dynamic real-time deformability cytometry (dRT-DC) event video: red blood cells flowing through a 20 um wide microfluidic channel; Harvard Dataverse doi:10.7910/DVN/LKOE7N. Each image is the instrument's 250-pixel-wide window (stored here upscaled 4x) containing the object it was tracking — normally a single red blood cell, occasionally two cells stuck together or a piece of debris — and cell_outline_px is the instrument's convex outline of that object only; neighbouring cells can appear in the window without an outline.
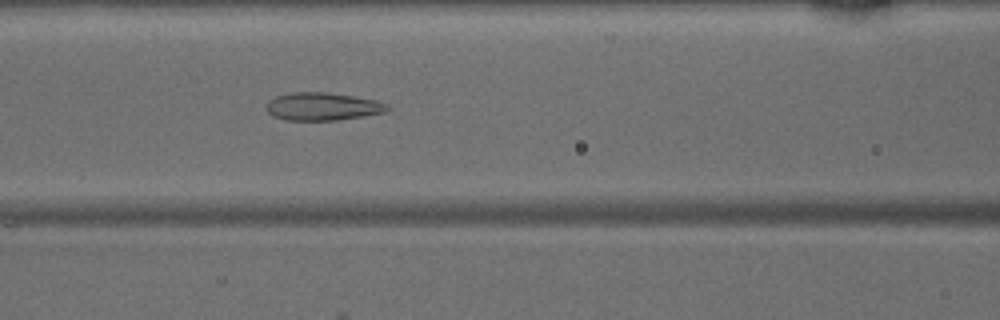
{"species": "common noctule bat (a hibernating species)", "species_latin": "Nyctalus noctula", "temperature_condition": "warm", "stored_images_in_passage": 45, "camera_frame_rate_fps": 3000, "um_per_image_px": 0.085, "animal": {"sex": "male", "body_mass_g": 15.6}, "frame": {"image": 1, "passage_image": 18, "time_ms": 5.667, "image_size_px": [1000, 320], "cell_outline_px": [[392, 108], [388, 112], [336, 120], [284, 120], [272, 116], [264, 108], [264, 104], [268, 100], [276, 96], [292, 92], [324, 92], [352, 96], [376, 100], [388, 104]], "centroid_in_image_um": [27.39, 9.05], "position_along_channel_um": 139.2, "area_um2": 19.88}}
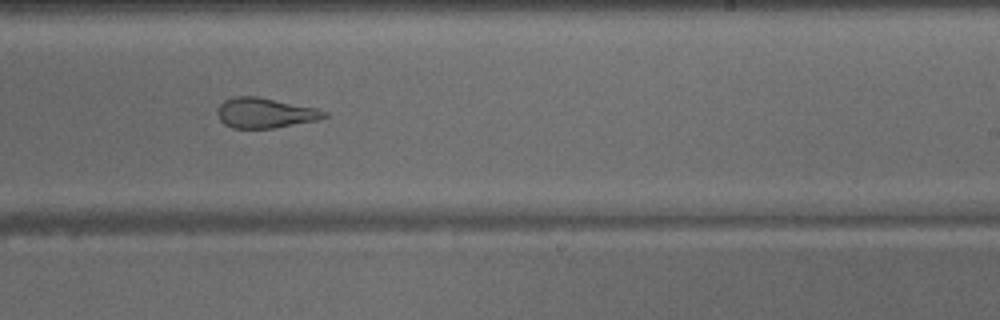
{"frame": {"image": 2, "passage_image": 27, "time_ms": 8.667, "image_size_px": [1000, 320], "cell_outline_px": [[328, 116], [316, 120], [276, 128], [232, 128], [224, 124], [220, 120], [216, 112], [216, 108], [224, 100], [232, 96], [256, 96], [316, 108], [328, 112]], "centroid_in_image_um": [22.49, 9.6], "position_along_channel_um": 266.5, "area_um2": 18.84}}
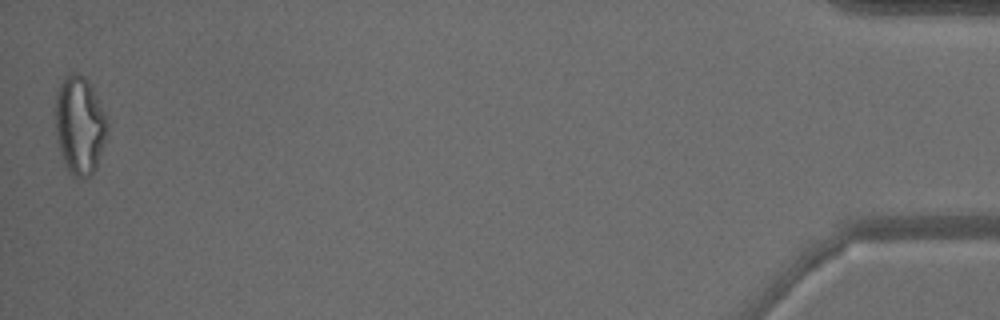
{"frame": {"image": 3, "passage_image": 45, "time_ms": 14.667, "image_size_px": [1000, 320], "cell_outline_px": [[108, 128], [96, 168], [88, 176], [80, 180], [72, 176], [68, 172], [64, 164], [56, 140], [52, 112], [56, 88], [60, 80], [72, 72], [76, 72], [84, 76], [92, 84], [104, 112], [108, 124]], "centroid_in_image_um": [6.7, 10.6], "position_along_channel_um": 428.5, "area_um2": 30.87}}